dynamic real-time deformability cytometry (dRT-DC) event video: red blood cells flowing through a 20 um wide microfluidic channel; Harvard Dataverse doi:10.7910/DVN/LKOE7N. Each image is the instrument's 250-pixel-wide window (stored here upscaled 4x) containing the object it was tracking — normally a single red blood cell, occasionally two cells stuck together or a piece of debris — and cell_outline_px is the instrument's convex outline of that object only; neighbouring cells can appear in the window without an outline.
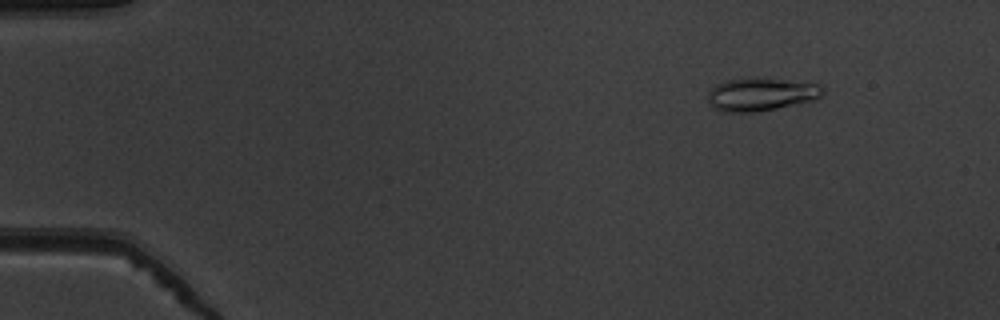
{"species": "common noctule bat (a hibernating species)", "species_latin": "Nyctalus noctula", "temperature_condition": "warm", "stored_images_in_passage": 53, "camera_frame_rate_fps": 3000, "um_per_image_px": 0.085, "animal": {"sex": "male", "body_mass_g": 19.5, "forearm_length_mm": 54.6}, "frame": {"image": 1, "passage_image": 7, "time_ms": 2.0, "image_size_px": [1000, 320], "cell_outline_px": [[824, 96], [812, 100], [776, 108], [756, 112], [724, 112], [712, 108], [708, 100], [708, 92], [716, 84], [728, 80], [752, 76], [756, 76], [820, 84], [824, 88]], "centroid_in_image_um": [64.68, 7.99], "position_along_channel_um": 20.3, "area_um2": 22.48}}
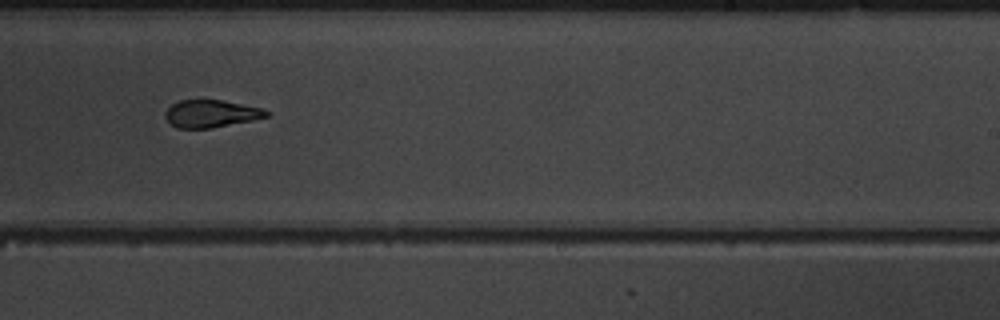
{"frame": {"image": 2, "passage_image": 34, "time_ms": 11.0, "image_size_px": [1000, 320], "cell_outline_px": [[268, 116], [252, 120], [212, 128], [176, 128], [164, 116], [164, 112], [172, 104], [180, 100], [220, 100], [264, 108], [268, 112]], "centroid_in_image_um": [17.92, 9.66], "position_along_channel_um": 271.1, "area_um2": 16.07}}
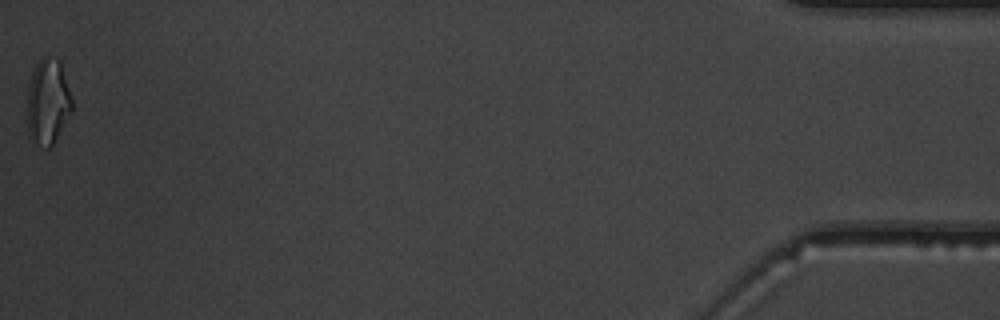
{"frame": {"image": 3, "passage_image": 53, "time_ms": 17.333, "image_size_px": [1000, 320], "cell_outline_px": [[72, 112], [52, 144], [48, 148], [28, 136], [28, 88], [32, 72], [36, 64], [44, 56], [48, 56], [60, 60], [72, 100]], "centroid_in_image_um": [4.08, 8.6], "position_along_channel_um": 431.1, "area_um2": 21.91}, "authors_computed_cell_mechanics": {"area_um2": 17.9758, "velocity_mm_per_s": 3.9304, "shape_relaxation_time_tau1_ms": null, "shape_relaxation_time_tau2_ms": 2.736, "deformation_change_tau1": null, "deformation_change_tau2": 0.0993}}